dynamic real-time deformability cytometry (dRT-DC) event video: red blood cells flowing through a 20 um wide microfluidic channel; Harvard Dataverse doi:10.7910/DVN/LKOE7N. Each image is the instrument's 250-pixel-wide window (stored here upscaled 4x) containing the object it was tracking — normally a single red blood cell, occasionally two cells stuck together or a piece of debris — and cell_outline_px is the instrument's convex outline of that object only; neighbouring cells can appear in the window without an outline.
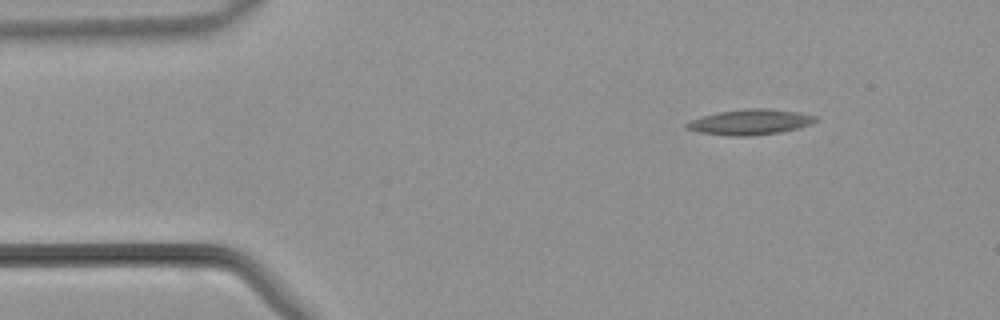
{"species": "common noctule bat (a hibernating species)", "species_latin": "Nyctalus noctula", "temperature_condition": "warm", "stored_images_in_passage": 41, "camera_frame_rate_fps": 3000, "um_per_image_px": 0.085, "animal": {"sex": "male", "body_mass_g": 21.5, "forearm_length_mm": 52.0}, "frame": {"image": 1, "passage_image": 1, "time_ms": 0.0, "image_size_px": [1000, 320], "cell_outline_px": [[816, 120], [812, 124], [800, 128], [780, 132], [748, 136], [732, 136], [700, 132], [684, 128], [684, 124], [688, 120], [700, 116], [720, 112], [748, 108], [768, 108], [800, 112], [816, 116]], "centroid_in_image_um": [63.75, 10.37], "position_along_channel_um": 21.3, "area_um2": 19.25}}
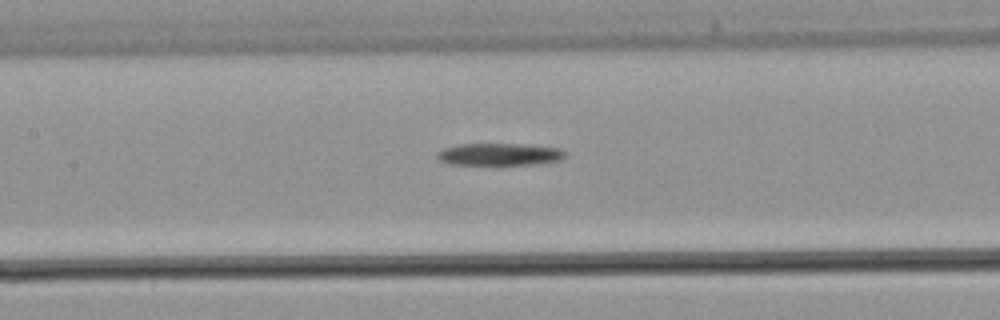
{"frame": {"image": 2, "passage_image": 15, "time_ms": 4.667, "image_size_px": [1000, 320], "cell_outline_px": [[568, 156], [560, 160], [536, 164], [452, 164], [440, 160], [436, 156], [436, 152], [444, 148], [460, 144], [524, 144], [560, 148]], "centroid_in_image_um": [42.48, 13.11], "position_along_channel_um": 164.9, "area_um2": 16.47}}
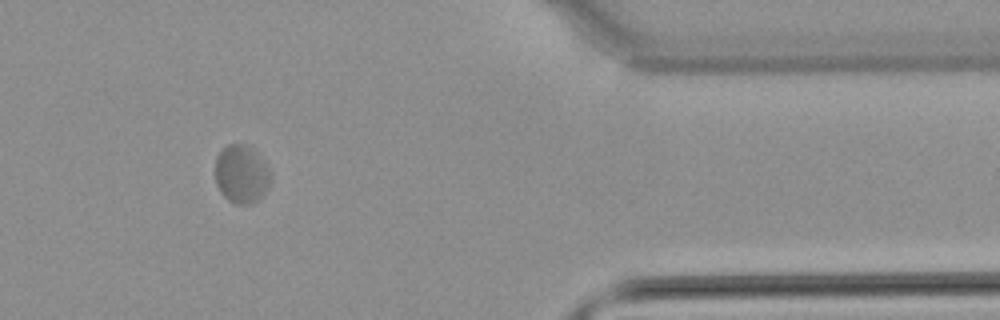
{"frame": {"image": 3, "passage_image": 32, "time_ms": 10.333, "image_size_px": [1000, 320], "cell_outline_px": [[272, 180], [268, 188], [260, 200], [252, 204], [236, 204], [228, 200], [220, 192], [216, 184], [216, 156], [228, 144], [244, 144], [252, 148], [264, 160], [272, 172]], "centroid_in_image_um": [20.57, 14.82], "position_along_channel_um": 390.8, "area_um2": 19.19}}